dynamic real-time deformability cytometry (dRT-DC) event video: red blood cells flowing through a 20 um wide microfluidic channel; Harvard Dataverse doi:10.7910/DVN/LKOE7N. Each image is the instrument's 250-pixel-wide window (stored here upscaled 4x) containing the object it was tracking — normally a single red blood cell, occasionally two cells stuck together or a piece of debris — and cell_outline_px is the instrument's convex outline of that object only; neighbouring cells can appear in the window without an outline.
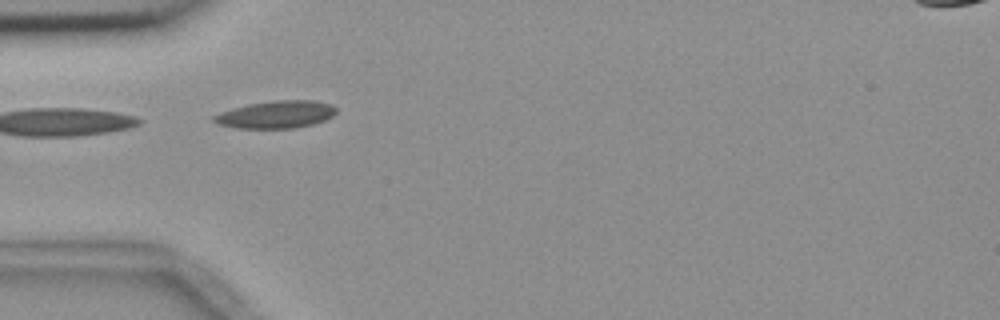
{"species": "common noctule bat (a hibernating species)", "species_latin": "Nyctalus noctula", "temperature_condition": "room temperature", "stored_images_in_passage": 6, "camera_frame_rate_fps": 3000, "um_per_image_px": 0.085, "animal": {"sex": "female", "body_mass_g": 18.4}, "frame": {"image": 1, "passage_image": 5, "time_ms": 4.333, "image_size_px": [1000, 320], "cell_outline_px": [[336, 112], [332, 116], [324, 120], [312, 124], [296, 128], [236, 128], [220, 124], [212, 120], [212, 116], [220, 112], [232, 108], [248, 104], [272, 100], [312, 100], [332, 104], [336, 108]], "centroid_in_image_um": [23.46, 9.72], "position_along_channel_um": 61.5, "area_um2": 19.59}}